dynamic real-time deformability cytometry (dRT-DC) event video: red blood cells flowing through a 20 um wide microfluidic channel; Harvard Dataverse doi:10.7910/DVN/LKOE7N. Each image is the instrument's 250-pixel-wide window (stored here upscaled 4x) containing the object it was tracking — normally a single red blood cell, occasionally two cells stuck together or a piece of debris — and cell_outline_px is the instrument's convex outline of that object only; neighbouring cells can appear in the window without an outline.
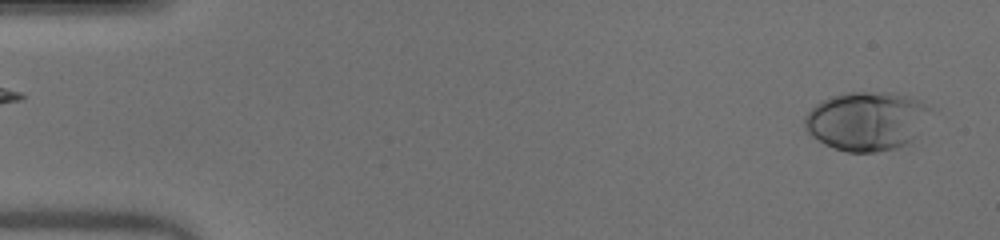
{"species": "human", "species_latin": "Homo sapiens", "temperature_condition": "warm", "stored_images_in_passage": 51, "camera_frame_rate_fps": 3000, "um_per_image_px": 0.085, "donor": {"sex": "male"}, "frame": {"image": 1, "passage_image": 2, "time_ms": 0.333, "image_size_px": [1000, 240], "cell_outline_px": [[932, 108], [916, 136], [908, 144], [896, 148], [876, 152], [848, 152], [832, 148], [824, 144], [812, 136], [804, 128], [804, 116], [816, 104], [832, 96], [844, 92], [892, 92], [908, 96], [920, 100]], "centroid_in_image_um": [73.65, 10.28], "position_along_channel_um": 11.3, "area_um2": 43.29}}
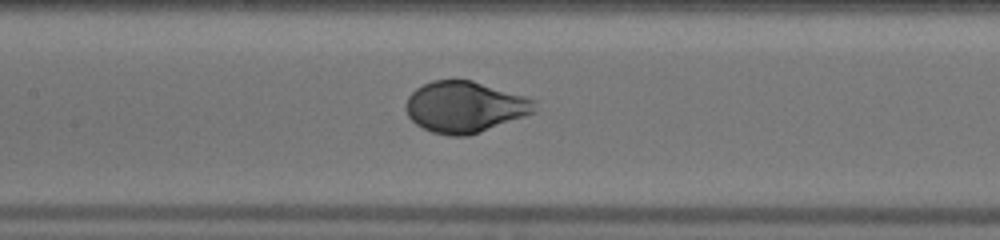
{"frame": {"image": 2, "passage_image": 24, "time_ms": 7.667, "image_size_px": [1000, 240], "cell_outline_px": [[536, 112], [480, 132], [468, 136], [448, 136], [432, 132], [416, 124], [408, 116], [404, 108], [408, 96], [416, 88], [432, 80], [472, 80], [524, 96], [536, 100]], "centroid_in_image_um": [39.5, 9.09], "position_along_channel_um": 167.9, "area_um2": 38.44}}
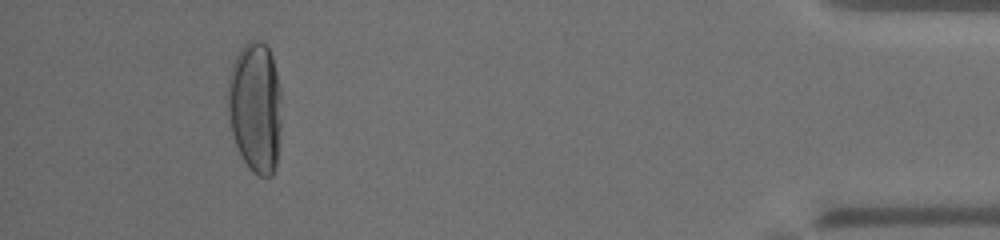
{"frame": {"image": 3, "passage_image": 47, "time_ms": 15.333, "image_size_px": [1000, 240], "cell_outline_px": [[280, 128], [276, 168], [272, 176], [260, 176], [252, 172], [248, 168], [236, 144], [232, 132], [228, 116], [228, 80], [232, 64], [240, 48], [248, 40], [260, 40], [268, 44], [272, 56], [280, 88]], "centroid_in_image_um": [21.7, 9.09], "position_along_channel_um": 413.5, "area_um2": 41.21}, "authors_computed_cell_mechanics": {"area_um2": 39.5352, "velocity_mm_per_s": 4.0165, "shape_relaxation_time_tau1_ms": 3.1685, "shape_relaxation_time_tau2_ms": null, "deformation_change_tau1": 0.216, "deformation_change_tau2": null}}